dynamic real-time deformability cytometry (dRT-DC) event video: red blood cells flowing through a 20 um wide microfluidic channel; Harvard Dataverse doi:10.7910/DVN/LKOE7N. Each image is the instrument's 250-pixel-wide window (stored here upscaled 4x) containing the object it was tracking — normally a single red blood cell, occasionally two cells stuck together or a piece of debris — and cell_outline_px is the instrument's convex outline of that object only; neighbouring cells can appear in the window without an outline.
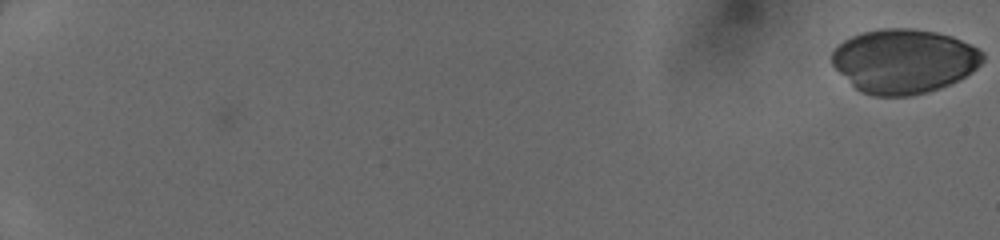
{"species": "human", "species_latin": "Homo sapiens", "temperature_condition": "cold", "stored_images_in_passage": 51, "camera_frame_rate_fps": 3000, "um_per_image_px": 0.085, "donor": {"sex": "female"}, "frame": {"image": 1, "passage_image": 1, "time_ms": 0.0, "image_size_px": [1000, 240], "cell_outline_px": [[984, 60], [972, 72], [940, 88], [928, 92], [908, 96], [872, 96], [860, 92], [832, 64], [832, 52], [844, 40], [852, 36], [864, 32], [884, 28], [912, 28], [936, 32], [952, 36], [980, 48], [984, 52]], "centroid_in_image_um": [76.86, 5.19], "position_along_channel_um": 8.1, "area_um2": 56.3}}
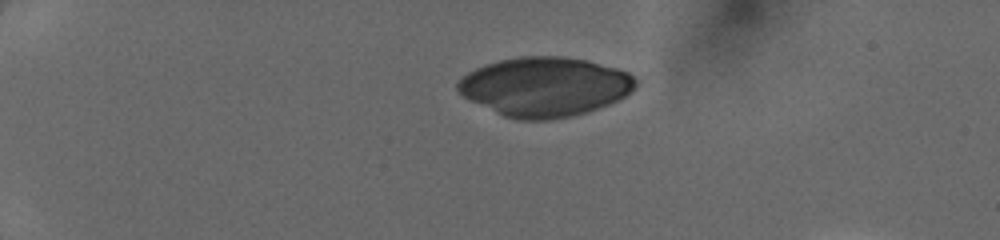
{"frame": {"image": 2, "passage_image": 14, "time_ms": 4.333, "image_size_px": [1000, 240], "cell_outline_px": [[640, 80], [636, 88], [632, 92], [608, 104], [588, 112], [572, 116], [548, 120], [516, 120], [504, 116], [468, 100], [456, 88], [456, 84], [468, 72], [484, 64], [500, 60], [520, 56], [560, 56], [588, 60], [616, 68], [628, 72], [636, 76]], "centroid_in_image_um": [46.34, 7.37], "position_along_channel_um": 38.7, "area_um2": 61.85}}